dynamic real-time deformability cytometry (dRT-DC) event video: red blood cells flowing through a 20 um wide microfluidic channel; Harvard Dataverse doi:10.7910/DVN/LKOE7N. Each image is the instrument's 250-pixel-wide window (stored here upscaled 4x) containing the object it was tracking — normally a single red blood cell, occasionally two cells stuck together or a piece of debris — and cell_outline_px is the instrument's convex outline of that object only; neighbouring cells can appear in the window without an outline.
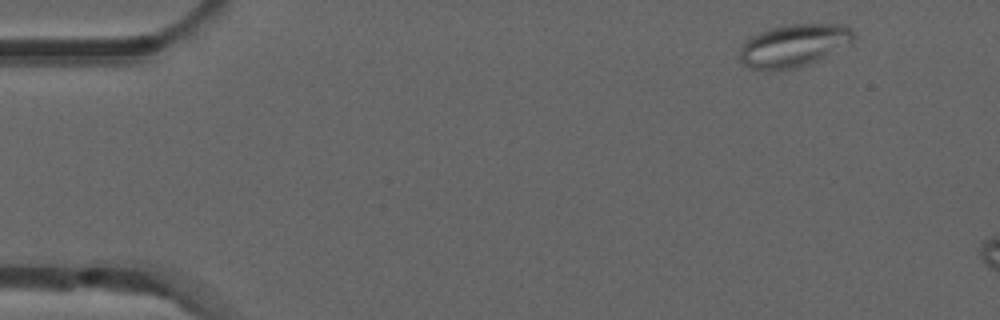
{"species": "common noctule bat (a hibernating species)", "species_latin": "Nyctalus noctula", "temperature_condition": "room temperature", "stored_images_in_passage": 3, "camera_frame_rate_fps": 3000, "um_per_image_px": 0.085, "animal": {"sex": "male", "forearm_length_mm": 52.5}, "frame": {"image": 1, "passage_image": 1, "time_ms": 0.0, "image_size_px": [1000, 320], "cell_outline_px": [[856, 32], [852, 40], [812, 64], [792, 68], [764, 72], [748, 68], [740, 60], [740, 48], [752, 36], [768, 28], [788, 24], [840, 24]], "centroid_in_image_um": [67.41, 3.89], "position_along_channel_um": 17.6, "area_um2": 28.21}}